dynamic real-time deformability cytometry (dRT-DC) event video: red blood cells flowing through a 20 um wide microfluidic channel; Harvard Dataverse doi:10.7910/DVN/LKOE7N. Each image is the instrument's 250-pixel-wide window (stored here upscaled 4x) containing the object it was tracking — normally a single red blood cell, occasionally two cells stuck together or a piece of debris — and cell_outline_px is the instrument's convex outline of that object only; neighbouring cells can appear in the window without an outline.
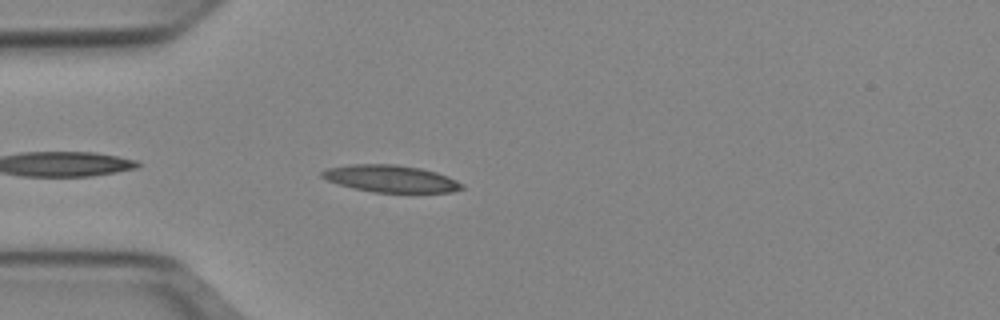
{"species": "Egyptian fruit bat (a non-hibernating species)", "species_latin": "Rousettus aegyptiacus", "temperature_condition": "cold", "stored_images_in_passage": 14, "camera_frame_rate_fps": 3000, "um_per_image_px": 0.085, "animal": {"sex": "female"}, "frame": {"image": 1, "passage_image": 3, "time_ms": 0.667, "image_size_px": [1000, 320], "cell_outline_px": [[464, 188], [452, 192], [372, 192], [352, 188], [328, 180], [320, 176], [320, 172], [328, 168], [348, 164], [396, 164], [420, 168], [436, 172], [448, 176], [464, 184]], "centroid_in_image_um": [33.21, 15.18], "position_along_channel_um": 51.8, "area_um2": 22.08}}
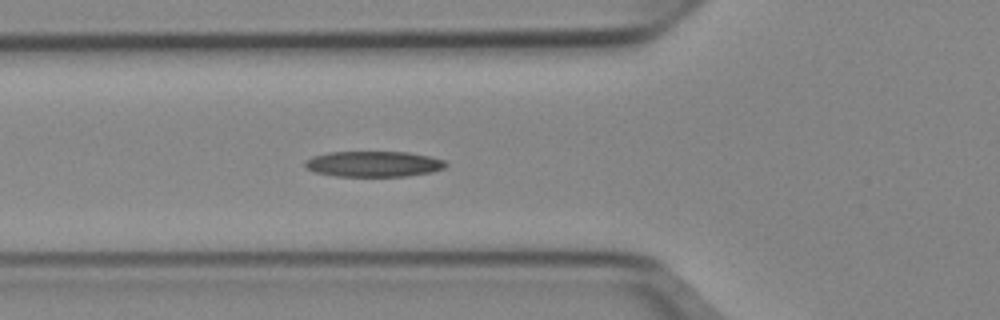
{"frame": {"image": 2, "passage_image": 7, "time_ms": 2.0, "image_size_px": [1000, 320], "cell_outline_px": [[448, 164], [444, 168], [432, 172], [408, 176], [336, 176], [316, 172], [304, 168], [304, 160], [312, 156], [328, 152], [408, 152], [428, 156], [444, 160]], "centroid_in_image_um": [31.73, 13.94], "position_along_channel_um": 94.1, "area_um2": 21.15}}